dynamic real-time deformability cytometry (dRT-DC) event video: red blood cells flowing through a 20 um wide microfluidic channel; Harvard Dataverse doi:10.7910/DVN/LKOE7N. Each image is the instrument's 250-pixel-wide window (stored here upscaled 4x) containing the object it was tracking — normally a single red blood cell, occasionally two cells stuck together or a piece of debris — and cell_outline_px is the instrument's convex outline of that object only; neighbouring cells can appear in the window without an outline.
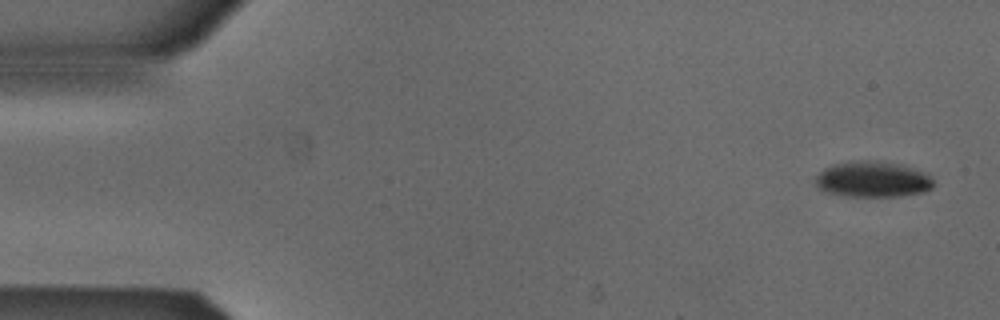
{"species": "Egyptian fruit bat (a non-hibernating species)", "species_latin": "Rousettus aegyptiacus", "temperature_condition": "cold", "stored_images_in_passage": 4, "camera_frame_rate_fps": 3000, "um_per_image_px": 0.085, "animal": {"sex": "male"}, "frame": {"image": 1, "passage_image": 1, "time_ms": 0.0, "image_size_px": [1000, 320], "cell_outline_px": [[932, 188], [924, 192], [900, 196], [840, 196], [828, 192], [820, 188], [816, 184], [816, 176], [824, 168], [832, 164], [852, 160], [880, 160], [904, 164], [928, 172], [932, 176]], "centroid_in_image_um": [74.22, 15.21], "position_along_channel_um": 10.8, "area_um2": 25.2}}
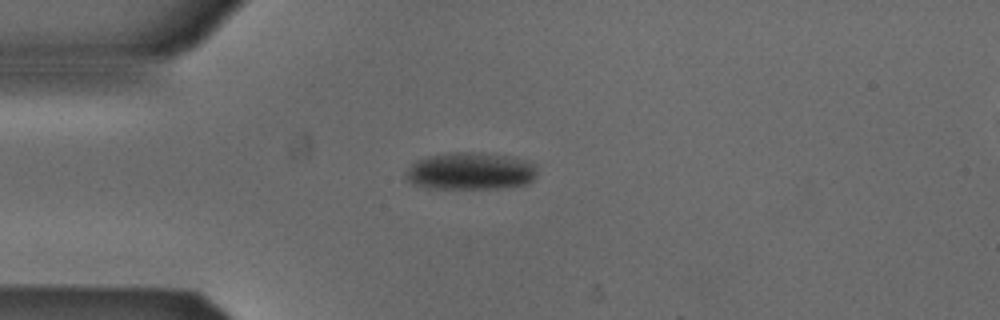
{"frame": {"image": 2, "passage_image": 4, "time_ms": 1.0, "image_size_px": [1000, 320], "cell_outline_px": [[536, 176], [532, 180], [524, 184], [500, 188], [428, 188], [412, 184], [404, 176], [408, 168], [416, 160], [428, 156], [456, 152], [480, 152], [508, 156], [524, 160], [536, 164]], "centroid_in_image_um": [39.97, 14.54], "position_along_channel_um": 45.0, "area_um2": 28.5}}